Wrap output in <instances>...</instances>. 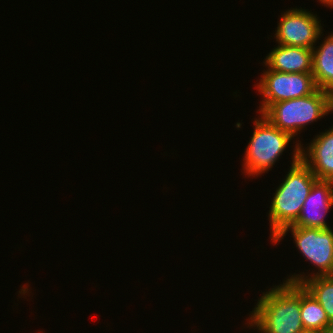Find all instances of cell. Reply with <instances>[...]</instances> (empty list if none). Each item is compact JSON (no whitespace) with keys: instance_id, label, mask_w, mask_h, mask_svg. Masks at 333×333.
<instances>
[{"instance_id":"1","label":"cell","mask_w":333,"mask_h":333,"mask_svg":"<svg viewBox=\"0 0 333 333\" xmlns=\"http://www.w3.org/2000/svg\"><path fill=\"white\" fill-rule=\"evenodd\" d=\"M249 314L247 326L259 333H302L300 284L283 282L267 290Z\"/></svg>"},{"instance_id":"2","label":"cell","mask_w":333,"mask_h":333,"mask_svg":"<svg viewBox=\"0 0 333 333\" xmlns=\"http://www.w3.org/2000/svg\"><path fill=\"white\" fill-rule=\"evenodd\" d=\"M293 149L290 169L277 187L269 207L271 241L287 226L293 225L300 216L313 184L318 180L311 169L300 159L301 141Z\"/></svg>"},{"instance_id":"3","label":"cell","mask_w":333,"mask_h":333,"mask_svg":"<svg viewBox=\"0 0 333 333\" xmlns=\"http://www.w3.org/2000/svg\"><path fill=\"white\" fill-rule=\"evenodd\" d=\"M330 112L331 94L317 89L304 97L271 104L261 115L273 126L295 137L301 130H305L306 125L320 120Z\"/></svg>"},{"instance_id":"4","label":"cell","mask_w":333,"mask_h":333,"mask_svg":"<svg viewBox=\"0 0 333 333\" xmlns=\"http://www.w3.org/2000/svg\"><path fill=\"white\" fill-rule=\"evenodd\" d=\"M290 230L296 247L302 253L304 259L315 266L318 272L313 271L310 274L289 275L285 282L302 284L305 280L315 276L333 275V230L287 226L273 240L276 245L281 239H284ZM304 274V275H303Z\"/></svg>"},{"instance_id":"5","label":"cell","mask_w":333,"mask_h":333,"mask_svg":"<svg viewBox=\"0 0 333 333\" xmlns=\"http://www.w3.org/2000/svg\"><path fill=\"white\" fill-rule=\"evenodd\" d=\"M253 121L254 132L244 155L242 169L249 177H258L268 172L295 139L291 134L273 126L261 114ZM293 138V139H292Z\"/></svg>"},{"instance_id":"6","label":"cell","mask_w":333,"mask_h":333,"mask_svg":"<svg viewBox=\"0 0 333 333\" xmlns=\"http://www.w3.org/2000/svg\"><path fill=\"white\" fill-rule=\"evenodd\" d=\"M259 80L255 85L263 97L258 109L259 114L271 104L304 97L318 89L312 73H282L267 68Z\"/></svg>"},{"instance_id":"7","label":"cell","mask_w":333,"mask_h":333,"mask_svg":"<svg viewBox=\"0 0 333 333\" xmlns=\"http://www.w3.org/2000/svg\"><path fill=\"white\" fill-rule=\"evenodd\" d=\"M277 26L274 37L278 45L313 49L324 35L317 14L297 7L285 10Z\"/></svg>"},{"instance_id":"8","label":"cell","mask_w":333,"mask_h":333,"mask_svg":"<svg viewBox=\"0 0 333 333\" xmlns=\"http://www.w3.org/2000/svg\"><path fill=\"white\" fill-rule=\"evenodd\" d=\"M331 207H333V182L317 180L303 203L300 216L293 226L329 229L331 226L326 223L325 218Z\"/></svg>"},{"instance_id":"9","label":"cell","mask_w":333,"mask_h":333,"mask_svg":"<svg viewBox=\"0 0 333 333\" xmlns=\"http://www.w3.org/2000/svg\"><path fill=\"white\" fill-rule=\"evenodd\" d=\"M308 144L307 147L301 144L300 159L318 180L333 182V125L317 134Z\"/></svg>"},{"instance_id":"10","label":"cell","mask_w":333,"mask_h":333,"mask_svg":"<svg viewBox=\"0 0 333 333\" xmlns=\"http://www.w3.org/2000/svg\"><path fill=\"white\" fill-rule=\"evenodd\" d=\"M266 68L282 73H312V49L277 45L264 58Z\"/></svg>"},{"instance_id":"11","label":"cell","mask_w":333,"mask_h":333,"mask_svg":"<svg viewBox=\"0 0 333 333\" xmlns=\"http://www.w3.org/2000/svg\"><path fill=\"white\" fill-rule=\"evenodd\" d=\"M312 49V75L318 89L333 94V32Z\"/></svg>"},{"instance_id":"12","label":"cell","mask_w":333,"mask_h":333,"mask_svg":"<svg viewBox=\"0 0 333 333\" xmlns=\"http://www.w3.org/2000/svg\"><path fill=\"white\" fill-rule=\"evenodd\" d=\"M300 312L305 331L323 333L332 323L314 296L300 284Z\"/></svg>"},{"instance_id":"13","label":"cell","mask_w":333,"mask_h":333,"mask_svg":"<svg viewBox=\"0 0 333 333\" xmlns=\"http://www.w3.org/2000/svg\"><path fill=\"white\" fill-rule=\"evenodd\" d=\"M302 285L314 296L333 323V275L315 276Z\"/></svg>"},{"instance_id":"14","label":"cell","mask_w":333,"mask_h":333,"mask_svg":"<svg viewBox=\"0 0 333 333\" xmlns=\"http://www.w3.org/2000/svg\"><path fill=\"white\" fill-rule=\"evenodd\" d=\"M319 3L326 5L327 7L333 8V0H318Z\"/></svg>"},{"instance_id":"15","label":"cell","mask_w":333,"mask_h":333,"mask_svg":"<svg viewBox=\"0 0 333 333\" xmlns=\"http://www.w3.org/2000/svg\"><path fill=\"white\" fill-rule=\"evenodd\" d=\"M323 333H333V323L329 325Z\"/></svg>"},{"instance_id":"16","label":"cell","mask_w":333,"mask_h":333,"mask_svg":"<svg viewBox=\"0 0 333 333\" xmlns=\"http://www.w3.org/2000/svg\"><path fill=\"white\" fill-rule=\"evenodd\" d=\"M331 112L333 113V94H331Z\"/></svg>"},{"instance_id":"17","label":"cell","mask_w":333,"mask_h":333,"mask_svg":"<svg viewBox=\"0 0 333 333\" xmlns=\"http://www.w3.org/2000/svg\"><path fill=\"white\" fill-rule=\"evenodd\" d=\"M302 333H314V332H311V331H304Z\"/></svg>"}]
</instances>
